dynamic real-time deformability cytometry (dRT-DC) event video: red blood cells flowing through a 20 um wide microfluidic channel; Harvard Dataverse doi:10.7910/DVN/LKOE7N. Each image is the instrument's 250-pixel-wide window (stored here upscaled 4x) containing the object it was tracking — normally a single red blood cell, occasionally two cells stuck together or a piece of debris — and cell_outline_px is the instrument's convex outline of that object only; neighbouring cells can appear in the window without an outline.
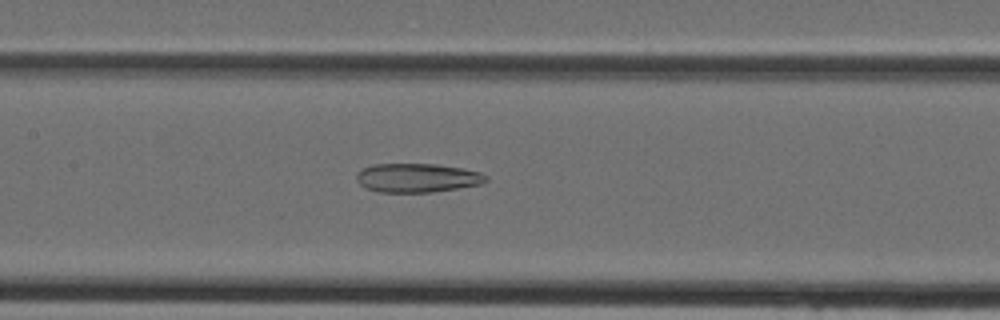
{"species": "Egyptian fruit bat (a non-hibernating species)", "species_latin": "Rousettus aegyptiacus", "temperature_condition": "cold", "stored_images_in_passage": 36, "camera_frame_rate_fps": 3000, "um_per_image_px": 0.085, "animal": {"sex": "female"}, "frame": {"image": 1, "passage_image": 17, "time_ms": 5.333, "image_size_px": [1000, 320], "cell_outline_px": [[488, 180], [480, 184], [432, 192], [380, 192], [364, 188], [356, 180], [356, 176], [364, 168], [372, 164], [436, 164], [460, 168], [480, 172], [488, 176]], "centroid_in_image_um": [35.45, 15.12], "position_along_channel_um": 171.9, "area_um2": 21.68}}
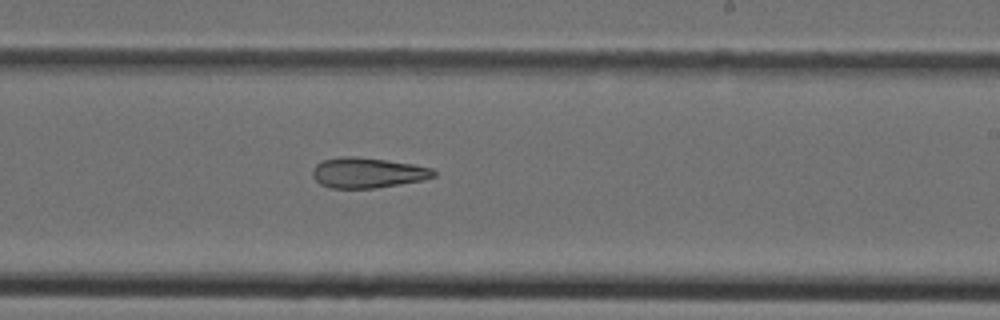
{"frame": {"image": 2, "passage_image": 22, "time_ms": 7.0, "image_size_px": [1000, 320], "cell_outline_px": [[436, 176], [424, 180], [376, 188], [328, 188], [320, 184], [312, 176], [312, 172], [316, 164], [324, 160], [344, 156], [356, 156], [388, 160], [412, 164], [432, 168], [436, 172]], "centroid_in_image_um": [31.26, 14.69], "position_along_channel_um": 257.7, "area_um2": 21.5}}
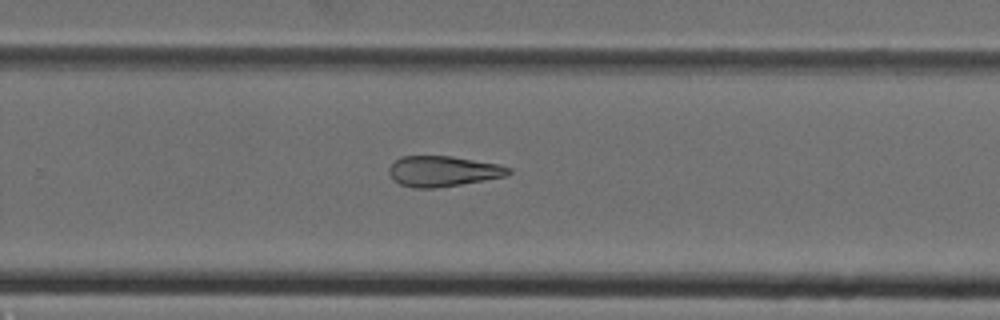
{"frame": {"image": 3, "passage_image": 24, "time_ms": 7.667, "image_size_px": [1000, 320], "cell_outline_px": [[512, 172], [508, 176], [460, 184], [432, 188], [416, 188], [400, 184], [392, 180], [388, 172], [388, 168], [400, 156], [452, 156], [500, 164], [512, 168]], "centroid_in_image_um": [37.67, 14.54], "position_along_channel_um": 292.1, "area_um2": 21.39}}